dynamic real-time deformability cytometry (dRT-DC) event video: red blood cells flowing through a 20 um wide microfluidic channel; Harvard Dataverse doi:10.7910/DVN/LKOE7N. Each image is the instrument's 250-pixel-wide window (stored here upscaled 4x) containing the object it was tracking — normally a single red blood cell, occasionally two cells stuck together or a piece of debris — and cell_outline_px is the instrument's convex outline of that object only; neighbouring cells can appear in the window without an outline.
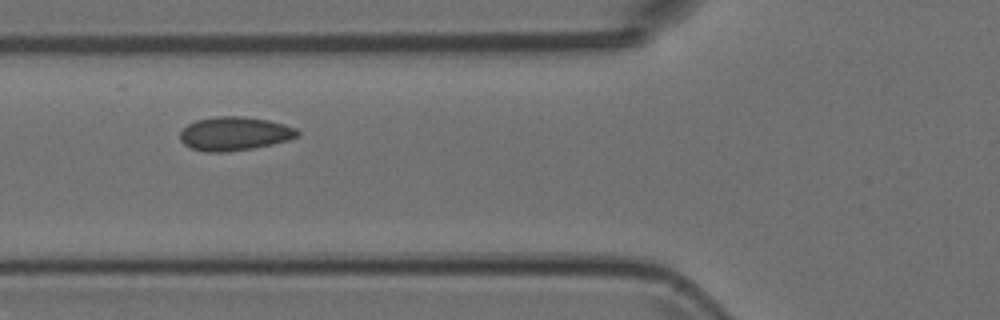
{"species": "Egyptian fruit bat (a non-hibernating species)", "species_latin": "Rousettus aegyptiacus", "temperature_condition": "room temperature", "stored_images_in_passage": 5, "camera_frame_rate_fps": 3000, "um_per_image_px": 0.085, "animal": {"sex": "female"}, "frame": {"image": 1, "passage_image": 5, "time_ms": 1.333, "image_size_px": [1000, 320], "cell_outline_px": [[300, 136], [288, 140], [272, 144], [252, 148], [228, 152], [204, 152], [192, 148], [184, 144], [180, 140], [180, 132], [188, 124], [196, 120], [216, 116], [240, 116], [268, 120], [284, 124], [296, 128], [300, 132]], "centroid_in_image_um": [19.94, 11.36], "position_along_channel_um": 105.9, "area_um2": 23.12}}